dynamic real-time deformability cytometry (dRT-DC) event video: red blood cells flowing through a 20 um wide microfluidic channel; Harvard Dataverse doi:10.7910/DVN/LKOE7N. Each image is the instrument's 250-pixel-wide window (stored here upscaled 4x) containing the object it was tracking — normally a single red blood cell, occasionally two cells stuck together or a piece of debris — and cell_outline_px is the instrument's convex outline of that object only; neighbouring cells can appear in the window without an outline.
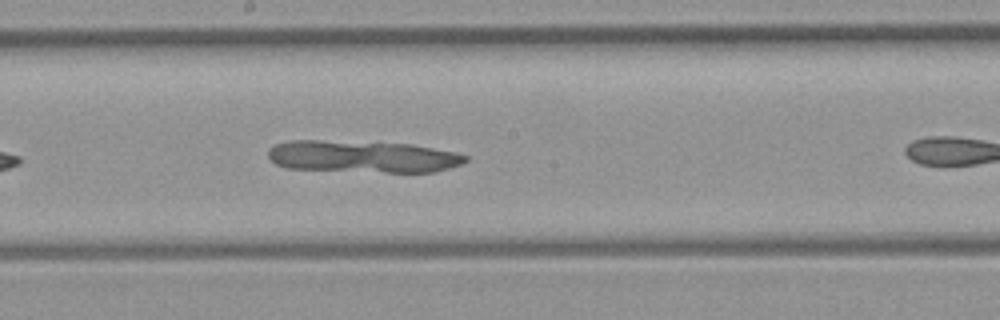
{"species": "common noctule bat (a hibernating species)", "species_latin": "Nyctalus noctula", "temperature_condition": "room temperature", "stored_images_in_passage": 11, "segment_of_instrument_passage": [2, 2], "camera_frame_rate_fps": 3000, "um_per_image_px": 0.085, "animal": {"sex": "female", "body_mass_g": 21.9}, "frame": {"image": 1, "passage_image": 10, "time_ms": 11.0, "image_size_px": [1000, 320], "cell_outline_px": [[468, 160], [460, 164], [436, 172], [384, 172], [288, 168], [276, 164], [268, 156], [268, 148], [276, 144], [288, 140], [320, 140], [412, 144], [456, 152], [468, 156]], "centroid_in_image_um": [30.83, 13.3], "position_along_channel_um": 217.4, "area_um2": 36.76}}